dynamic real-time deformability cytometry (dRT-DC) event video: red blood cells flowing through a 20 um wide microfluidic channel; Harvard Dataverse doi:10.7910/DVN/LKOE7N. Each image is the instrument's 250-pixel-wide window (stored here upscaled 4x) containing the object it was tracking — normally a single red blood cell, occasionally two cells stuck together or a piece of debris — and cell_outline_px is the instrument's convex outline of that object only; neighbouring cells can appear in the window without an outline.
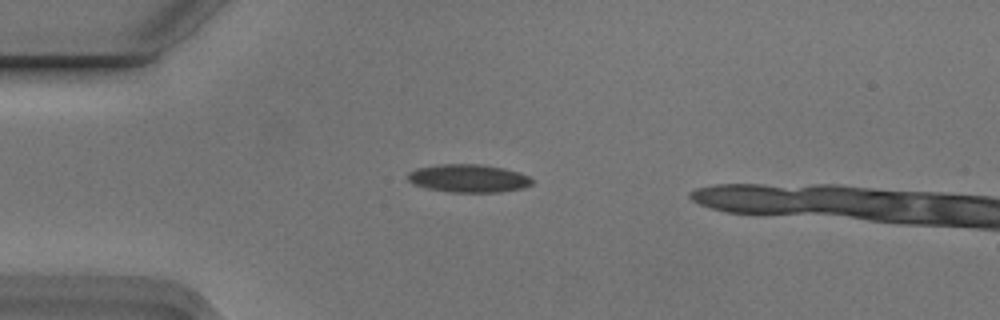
{"species": "Egyptian fruit bat (a non-hibernating species)", "species_latin": "Rousettus aegyptiacus", "temperature_condition": "cold", "stored_images_in_passage": 5, "camera_frame_rate_fps": 3000, "um_per_image_px": 0.085, "animal": {"sex": "male"}, "frame": {"image": 1, "passage_image": 3, "time_ms": 0.667, "image_size_px": [1000, 320], "cell_outline_px": [[532, 184], [524, 188], [500, 192], [452, 192], [428, 188], [412, 184], [408, 180], [408, 172], [416, 168], [440, 164], [480, 164], [504, 168], [520, 172], [528, 176], [532, 180]], "centroid_in_image_um": [39.82, 15.15], "position_along_channel_um": 45.2, "area_um2": 20.35}}
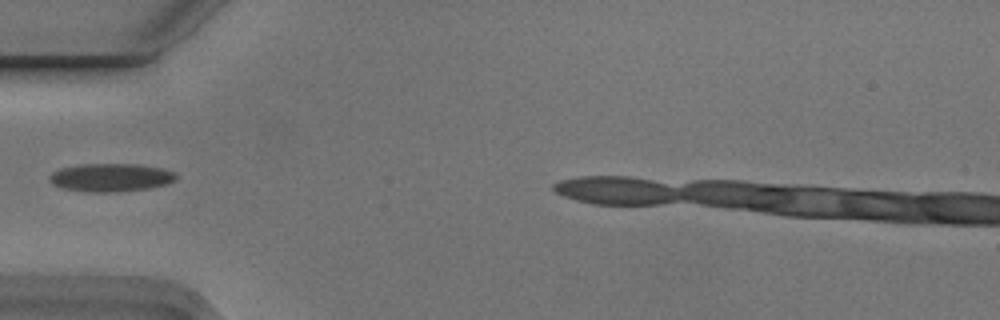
{"frame": {"image": 2, "passage_image": 4, "time_ms": 1.0, "image_size_px": [1000, 320], "cell_outline_px": [[176, 180], [168, 184], [148, 188], [116, 192], [88, 192], [64, 188], [52, 184], [48, 180], [48, 176], [52, 172], [60, 168], [80, 164], [140, 164], [164, 168], [176, 172]], "centroid_in_image_um": [9.43, 15.08], "position_along_channel_um": 75.6, "area_um2": 21.04}}
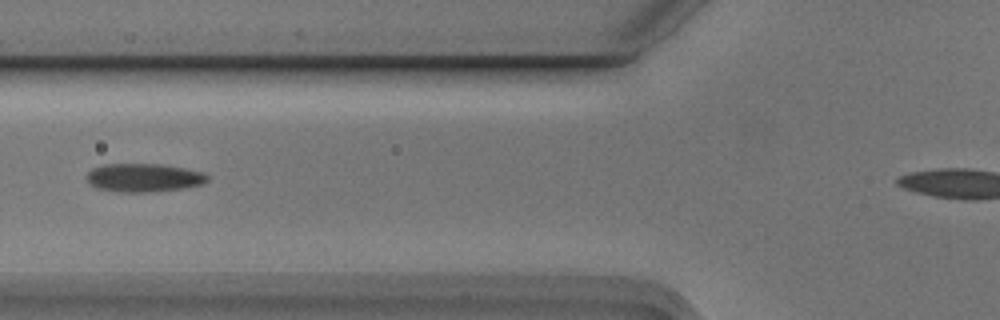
{"frame": {"image": 3, "passage_image": 5, "time_ms": 1.333, "image_size_px": [1000, 320], "cell_outline_px": [[208, 180], [200, 184], [180, 188], [148, 192], [116, 192], [96, 188], [88, 184], [88, 172], [92, 168], [104, 164], [160, 164], [184, 168], [200, 172], [208, 176]], "centroid_in_image_um": [12.14, 15.1], "position_along_channel_um": 113.7, "area_um2": 19.77}}